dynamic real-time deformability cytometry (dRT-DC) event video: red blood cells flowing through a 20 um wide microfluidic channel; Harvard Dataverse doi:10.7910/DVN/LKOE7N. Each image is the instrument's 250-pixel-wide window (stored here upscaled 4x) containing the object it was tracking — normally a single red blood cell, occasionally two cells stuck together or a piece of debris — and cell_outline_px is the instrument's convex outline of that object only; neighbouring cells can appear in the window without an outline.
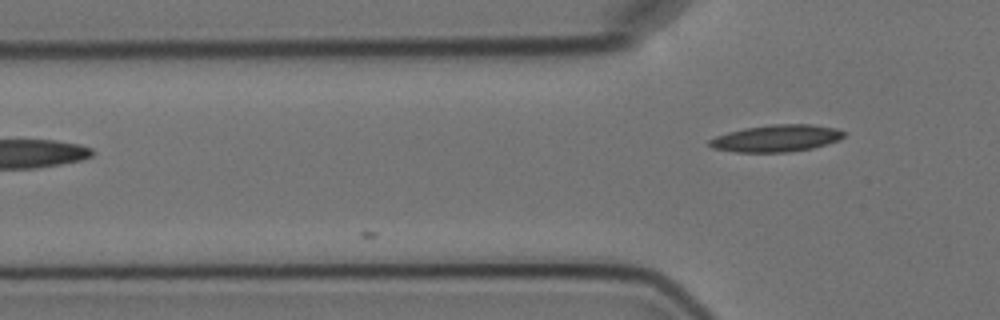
{"species": "Egyptian fruit bat (a non-hibernating species)", "species_latin": "Rousettus aegyptiacus", "temperature_condition": "cold", "stored_images_in_passage": 4, "camera_frame_rate_fps": 3000, "um_per_image_px": 0.085, "animal": {"sex": "female"}, "frame": {"image": 1, "passage_image": 4, "time_ms": 5.0, "image_size_px": [1000, 320], "cell_outline_px": [[844, 136], [840, 140], [812, 148], [788, 152], [736, 152], [712, 148], [708, 144], [708, 140], [716, 136], [728, 132], [744, 128], [772, 124], [812, 124], [836, 128], [844, 132]], "centroid_in_image_um": [65.98, 11.75], "position_along_channel_um": 59.8, "area_um2": 21.15}}